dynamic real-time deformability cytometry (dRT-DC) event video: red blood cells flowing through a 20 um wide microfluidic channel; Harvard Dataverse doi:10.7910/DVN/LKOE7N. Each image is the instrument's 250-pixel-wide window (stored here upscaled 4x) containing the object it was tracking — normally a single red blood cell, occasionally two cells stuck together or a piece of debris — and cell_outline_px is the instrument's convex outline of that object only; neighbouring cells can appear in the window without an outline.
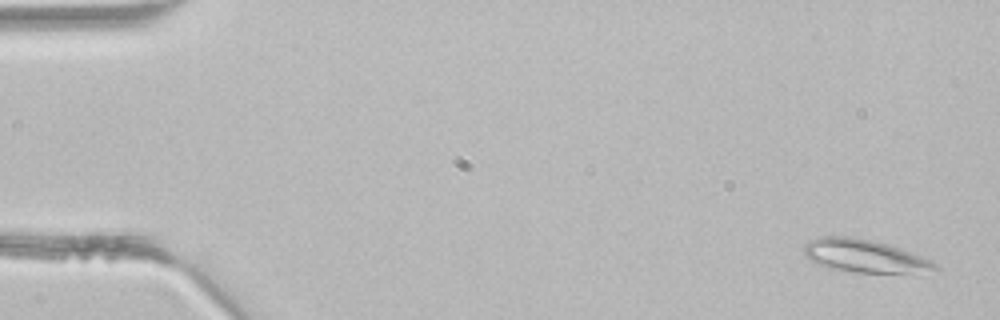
{"species": "common noctule bat (a hibernating species)", "species_latin": "Nyctalus noctula", "temperature_condition": "room temperature", "stored_images_in_passage": 4, "camera_frame_rate_fps": 3000, "um_per_image_px": 0.085, "animal": {"sex": "male", "body_mass_g": 21.5, "forearm_length_mm": 52.0}, "frame": {"image": 1, "passage_image": 1, "time_ms": 0.0, "image_size_px": [1000, 320], "cell_outline_px": [[940, 272], [856, 272], [836, 268], [820, 264], [804, 256], [804, 244], [808, 240], [820, 236], [848, 236], [868, 240], [900, 248], [932, 260], [940, 268]], "centroid_in_image_um": [73.53, 21.75], "position_along_channel_um": 11.5, "area_um2": 24.74}}